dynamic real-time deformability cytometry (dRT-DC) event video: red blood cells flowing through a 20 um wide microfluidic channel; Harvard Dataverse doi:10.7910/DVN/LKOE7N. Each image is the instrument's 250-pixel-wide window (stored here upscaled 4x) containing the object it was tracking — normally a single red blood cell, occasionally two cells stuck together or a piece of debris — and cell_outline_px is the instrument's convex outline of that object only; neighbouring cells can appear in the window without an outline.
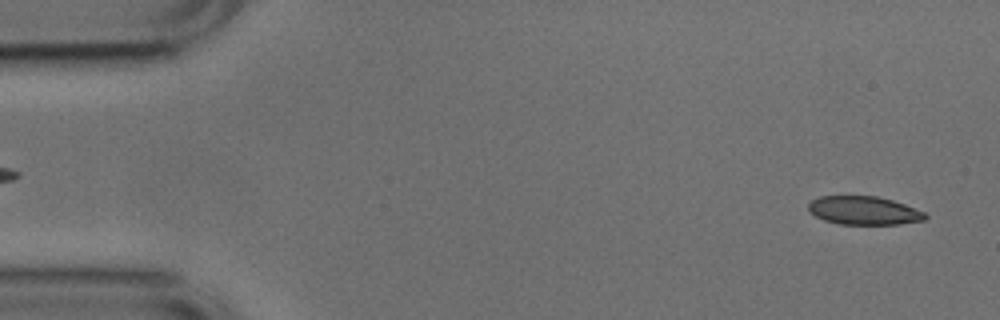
{"species": "common noctule bat (a hibernating species)", "species_latin": "Nyctalus noctula", "temperature_condition": "cold", "stored_images_in_passage": 50, "camera_frame_rate_fps": 3000, "um_per_image_px": 0.085, "animal": {"sex": "male", "body_mass_g": 17.9, "forearm_length_mm": 54.2}, "frame": {"image": 1, "passage_image": 2, "time_ms": 0.333, "image_size_px": [1000, 320], "cell_outline_px": [[928, 216], [924, 220], [900, 224], [840, 224], [824, 220], [808, 212], [808, 204], [812, 200], [820, 196], [876, 196], [892, 200], [904, 204], [924, 212]], "centroid_in_image_um": [73.41, 17.89], "position_along_channel_um": 11.6, "area_um2": 19.31}}
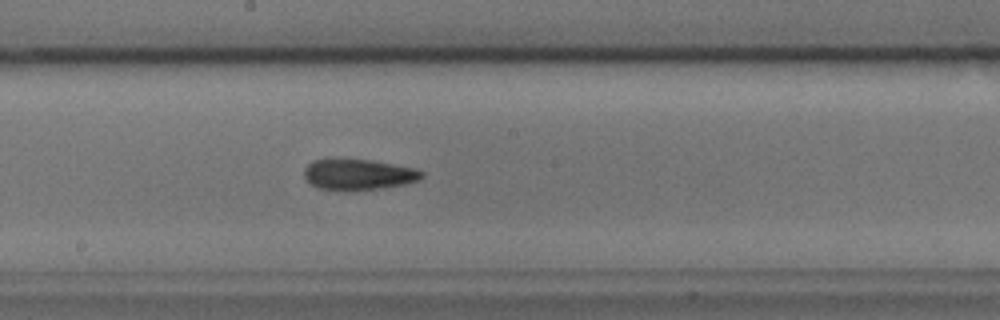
{"frame": {"image": 2, "passage_image": 27, "time_ms": 8.667, "image_size_px": [1000, 320], "cell_outline_px": [[424, 176], [420, 180], [404, 184], [380, 188], [320, 188], [308, 184], [304, 180], [304, 168], [312, 160], [372, 160], [416, 168], [424, 172]], "centroid_in_image_um": [30.49, 14.8], "position_along_channel_um": 217.7, "area_um2": 20.52}}
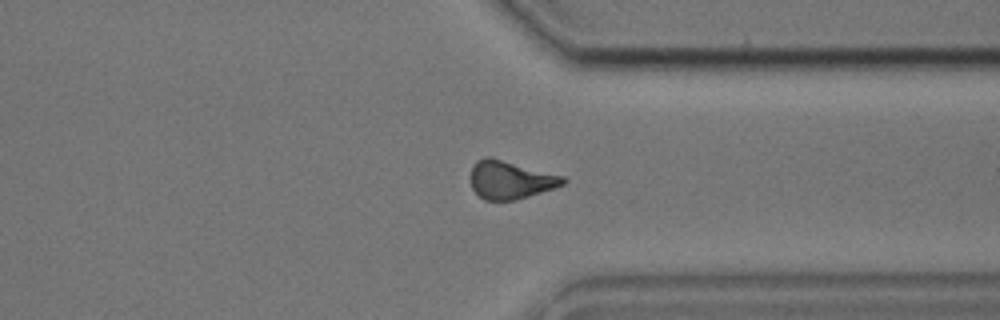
{"frame": {"image": 3, "passage_image": 39, "time_ms": 12.667, "image_size_px": [1000, 320], "cell_outline_px": [[568, 180], [564, 184], [516, 200], [484, 200], [472, 188], [472, 168], [476, 160], [488, 156], [564, 176]], "centroid_in_image_um": [43.39, 15.28], "position_along_channel_um": 368.0, "area_um2": 20.17}, "authors_computed_cell_mechanics": {"area_um2": 20.6635, "velocity_mm_per_s": 3.7877, "shape_relaxation_time_tau1_ms": null, "shape_relaxation_time_tau2_ms": 5.6663, "deformation_change_tau1": null, "deformation_change_tau2": 0.1297}}